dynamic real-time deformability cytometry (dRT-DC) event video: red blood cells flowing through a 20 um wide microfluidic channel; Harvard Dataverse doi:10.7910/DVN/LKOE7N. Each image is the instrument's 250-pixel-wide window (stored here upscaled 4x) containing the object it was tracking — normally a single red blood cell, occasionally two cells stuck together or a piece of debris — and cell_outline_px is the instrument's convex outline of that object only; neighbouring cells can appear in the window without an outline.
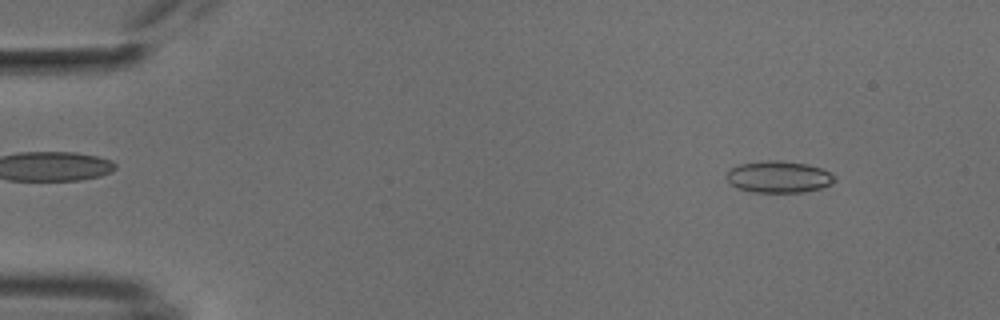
{"species": "common noctule bat (a hibernating species)", "species_latin": "Nyctalus noctula", "temperature_condition": "cold", "stored_images_in_passage": 52, "camera_frame_rate_fps": 3000, "um_per_image_px": 0.085, "animal": {"sex": "male", "body_mass_g": 18.8}, "frame": {"image": 1, "passage_image": 5, "time_ms": 1.333, "image_size_px": [1000, 320], "cell_outline_px": [[836, 180], [832, 184], [820, 188], [804, 192], [752, 192], [736, 188], [724, 176], [732, 168], [740, 164], [768, 160], [776, 160], [808, 164], [820, 168], [836, 176]], "centroid_in_image_um": [66.2, 15.04], "position_along_channel_um": 18.8, "area_um2": 19.94}}
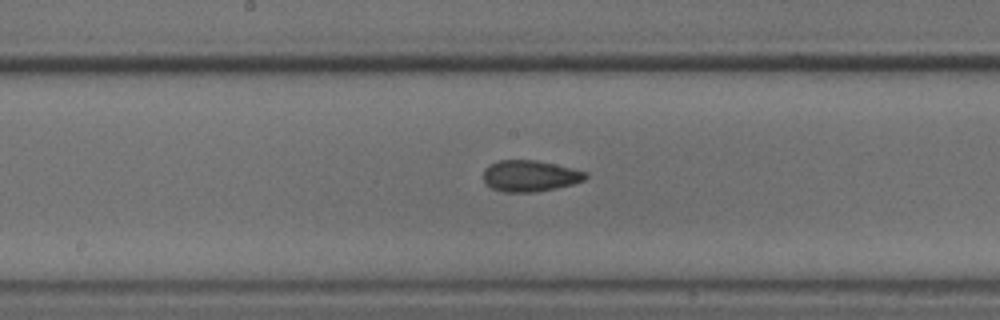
{"frame": {"image": 2, "passage_image": 27, "time_ms": 8.667, "image_size_px": [1000, 320], "cell_outline_px": [[588, 176], [584, 180], [572, 184], [556, 188], [536, 192], [504, 192], [492, 188], [484, 180], [484, 168], [488, 164], [500, 160], [536, 160], [572, 168], [588, 172]], "centroid_in_image_um": [45.05, 14.95], "position_along_channel_um": 203.1, "area_um2": 18.61}}
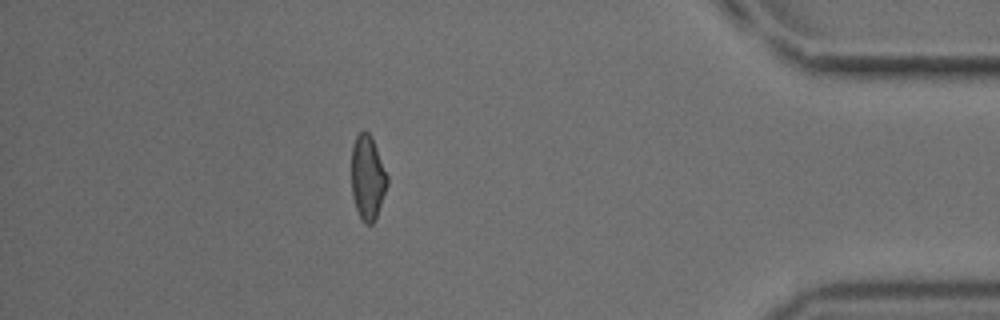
{"frame": {"image": 3, "passage_image": 46, "time_ms": 15.0, "image_size_px": [1000, 320], "cell_outline_px": [[388, 184], [376, 216], [372, 224], [364, 224], [356, 208], [352, 196], [352, 148], [356, 136], [364, 128], [372, 136], [388, 176]], "centroid_in_image_um": [31.25, 15.06], "position_along_channel_um": 404.0, "area_um2": 17.57}, "authors_computed_cell_mechanics": {"area_um2": 18.5538, "velocity_mm_per_s": 3.812, "shape_relaxation_time_tau1_ms": null, "shape_relaxation_time_tau2_ms": 2.1591, "deformation_change_tau1": null, "deformation_change_tau2": 0.085}}